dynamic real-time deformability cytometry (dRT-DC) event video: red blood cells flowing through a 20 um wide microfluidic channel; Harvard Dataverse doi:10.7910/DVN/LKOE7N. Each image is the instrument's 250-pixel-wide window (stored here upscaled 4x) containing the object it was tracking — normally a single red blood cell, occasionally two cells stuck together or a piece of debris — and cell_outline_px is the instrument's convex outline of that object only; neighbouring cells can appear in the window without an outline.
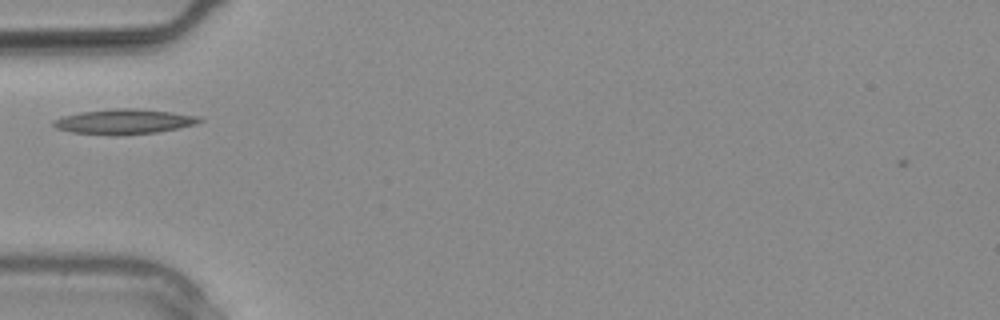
{"species": "common noctule bat (a hibernating species)", "species_latin": "Nyctalus noctula", "temperature_condition": "warm", "stored_images_in_passage": 2, "camera_frame_rate_fps": 3000, "um_per_image_px": 0.085, "animal": {"sex": "male", "body_mass_g": 20.4}, "frame": {"image": 1, "passage_image": 1, "time_ms": 0.0, "image_size_px": [1000, 320], "cell_outline_px": [[204, 120], [196, 124], [180, 128], [156, 132], [120, 136], [112, 136], [72, 132], [56, 128], [52, 124], [52, 120], [64, 116], [80, 112], [112, 108], [136, 108], [172, 112], [200, 116]], "centroid_in_image_um": [10.56, 10.34], "position_along_channel_um": 74.4, "area_um2": 21.62}}